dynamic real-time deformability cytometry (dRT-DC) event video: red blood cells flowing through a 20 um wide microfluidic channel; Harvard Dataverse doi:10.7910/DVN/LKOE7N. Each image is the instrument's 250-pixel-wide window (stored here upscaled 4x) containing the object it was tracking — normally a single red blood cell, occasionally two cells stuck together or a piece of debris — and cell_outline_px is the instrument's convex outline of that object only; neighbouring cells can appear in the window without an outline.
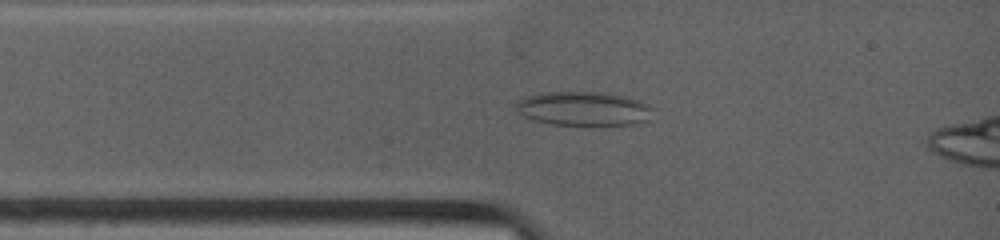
{"species": "common noctule bat (a hibernating species)", "species_latin": "Nyctalus noctula", "temperature_condition": "warm", "stored_images_in_passage": 30, "camera_frame_rate_fps": 4500, "um_per_image_px": 0.085, "animal": {"sex": "female", "body_mass_g": 19.0, "forearm_length_mm": 53.3}, "frame": {"image": 1, "passage_image": 5, "time_ms": 1.333, "image_size_px": [1000, 240], "cell_outline_px": [[656, 108], [648, 120], [636, 124], [588, 128], [552, 124], [536, 120], [524, 116], [516, 112], [516, 104], [520, 100], [528, 96], [544, 92], [604, 92], [624, 96], [648, 104]], "centroid_in_image_um": [49.68, 9.28], "position_along_channel_um": 35.3, "area_um2": 28.15}}
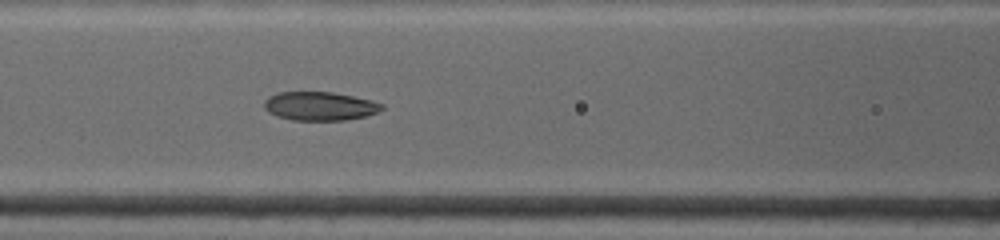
{"frame": {"image": 2, "passage_image": 15, "time_ms": 4.0, "image_size_px": [1000, 240], "cell_outline_px": [[384, 108], [368, 116], [344, 120], [292, 120], [276, 116], [268, 112], [264, 108], [264, 100], [268, 96], [280, 92], [332, 92], [372, 100], [384, 104]], "centroid_in_image_um": [27.17, 9.02], "position_along_channel_um": 139.4, "area_um2": 19.77}}
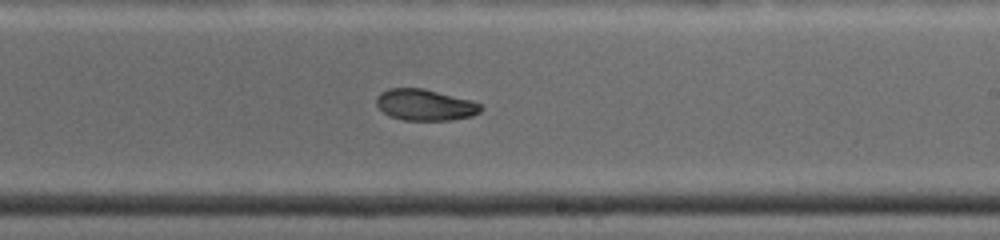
{"frame": {"image": 3, "passage_image": 28, "time_ms": 6.889, "image_size_px": [1000, 240], "cell_outline_px": [[484, 108], [480, 112], [472, 116], [452, 120], [404, 120], [388, 116], [376, 104], [376, 96], [380, 92], [388, 88], [424, 88], [472, 100], [480, 104]], "centroid_in_image_um": [36.13, 8.91], "position_along_channel_um": 252.9, "area_um2": 19.25}}